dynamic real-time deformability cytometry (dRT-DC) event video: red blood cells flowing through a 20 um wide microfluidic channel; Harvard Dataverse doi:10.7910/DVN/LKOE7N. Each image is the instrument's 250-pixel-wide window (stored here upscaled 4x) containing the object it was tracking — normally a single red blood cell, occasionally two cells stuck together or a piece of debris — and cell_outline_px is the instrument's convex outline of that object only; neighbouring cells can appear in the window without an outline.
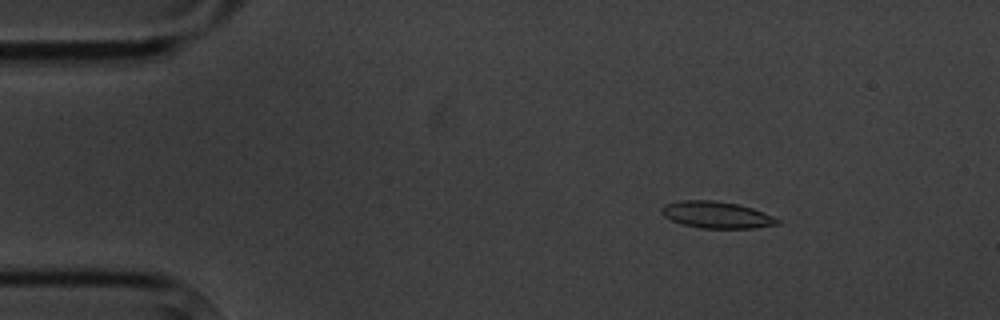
{"species": "common noctule bat (a hibernating species)", "species_latin": "Nyctalus noctula", "temperature_condition": "cold", "stored_images_in_passage": 3, "camera_frame_rate_fps": 3000, "um_per_image_px": 0.085, "animal": {"sex": "male", "body_mass_g": 20.1, "forearm_length_mm": 53.5}, "frame": {"image": 1, "passage_image": 1, "time_ms": 0.0, "image_size_px": [1000, 320], "cell_outline_px": [[780, 224], [756, 228], [700, 228], [684, 224], [672, 220], [664, 216], [660, 212], [660, 208], [664, 204], [680, 200], [716, 200], [736, 204], [752, 208], [764, 212], [780, 220]], "centroid_in_image_um": [60.9, 18.25], "position_along_channel_um": 24.1, "area_um2": 18.09}}